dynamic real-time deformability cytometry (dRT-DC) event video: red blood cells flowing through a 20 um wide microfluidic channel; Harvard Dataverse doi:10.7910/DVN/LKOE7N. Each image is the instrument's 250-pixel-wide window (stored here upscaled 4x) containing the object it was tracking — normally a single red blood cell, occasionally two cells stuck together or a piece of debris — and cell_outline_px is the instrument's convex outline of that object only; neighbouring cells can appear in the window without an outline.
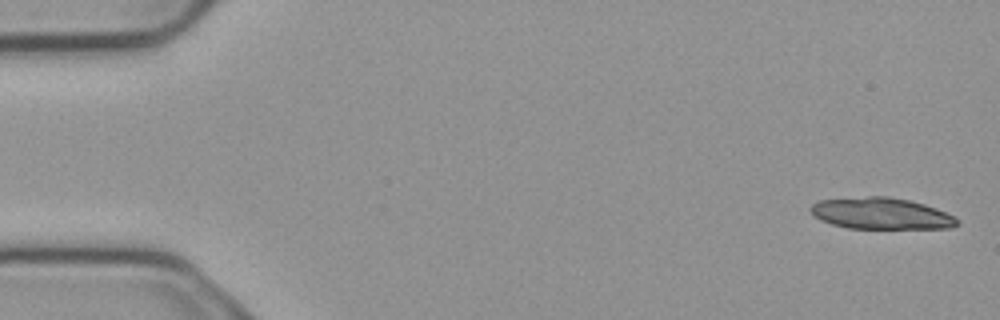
{"species": "common noctule bat (a hibernating species)", "species_latin": "Nyctalus noctula", "temperature_condition": "cold", "stored_images_in_passage": 5, "camera_frame_rate_fps": 3000, "um_per_image_px": 0.085, "animal": {"sex": "male", "body_mass_g": 23.1, "forearm_length_mm": 52.7}, "frame": {"image": 1, "passage_image": 1, "time_ms": 0.0, "image_size_px": [1000, 320], "cell_outline_px": [[960, 224], [952, 228], [848, 228], [832, 224], [820, 220], [812, 216], [808, 208], [812, 204], [820, 200], [868, 196], [888, 196], [908, 200], [924, 204], [936, 208], [956, 216], [960, 220]], "centroid_in_image_um": [74.9, 18.15], "position_along_channel_um": 10.1, "area_um2": 27.11}}